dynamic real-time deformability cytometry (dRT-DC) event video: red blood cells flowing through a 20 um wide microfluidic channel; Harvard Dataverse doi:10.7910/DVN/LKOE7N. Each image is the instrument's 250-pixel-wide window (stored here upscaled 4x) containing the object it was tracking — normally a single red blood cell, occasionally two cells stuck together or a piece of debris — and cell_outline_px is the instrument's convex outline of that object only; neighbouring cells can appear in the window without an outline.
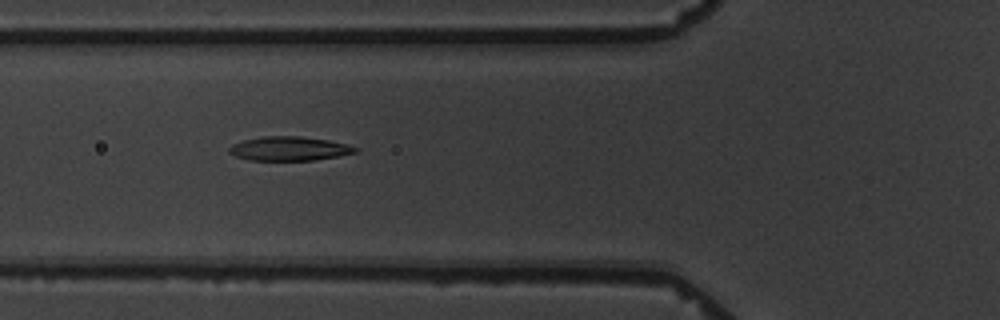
{"species": "common noctule bat (a hibernating species)", "species_latin": "Nyctalus noctula", "temperature_condition": "warm", "stored_images_in_passage": 7, "camera_frame_rate_fps": 3000, "um_per_image_px": 0.085, "animal": {"sex": "male", "body_mass_g": 19.5, "forearm_length_mm": 54.6}, "frame": {"image": 1, "passage_image": 5, "time_ms": 4.667, "image_size_px": [1000, 320], "cell_outline_px": [[360, 148], [356, 152], [340, 156], [312, 160], [248, 160], [236, 156], [228, 152], [228, 148], [232, 144], [244, 140], [264, 136], [300, 136], [328, 140], [348, 144]], "centroid_in_image_um": [24.6, 12.63], "position_along_channel_um": 101.2, "area_um2": 17.74}}
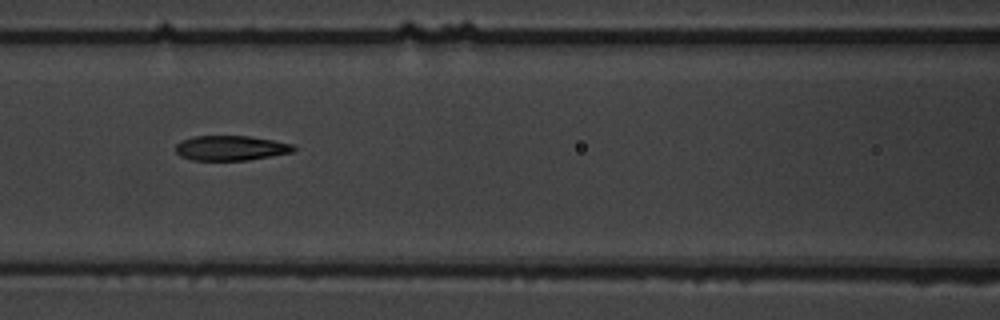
{"frame": {"image": 2, "passage_image": 6, "time_ms": 6.0, "image_size_px": [1000, 320], "cell_outline_px": [[296, 148], [292, 152], [248, 160], [192, 160], [180, 156], [176, 152], [176, 144], [192, 136], [248, 136], [272, 140], [292, 144]], "centroid_in_image_um": [19.6, 12.58], "position_along_channel_um": 147.0, "area_um2": 16.94}}
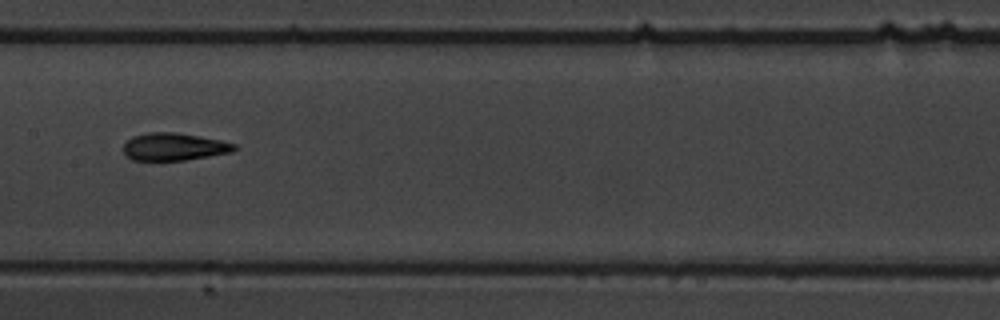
{"frame": {"image": 3, "passage_image": 7, "time_ms": 7.333, "image_size_px": [1000, 320], "cell_outline_px": [[240, 148], [232, 152], [184, 160], [132, 160], [124, 156], [124, 144], [132, 136], [148, 132], [176, 132], [200, 136], [220, 140], [236, 144]], "centroid_in_image_um": [14.8, 12.47], "position_along_channel_um": 192.6, "area_um2": 17.92}}